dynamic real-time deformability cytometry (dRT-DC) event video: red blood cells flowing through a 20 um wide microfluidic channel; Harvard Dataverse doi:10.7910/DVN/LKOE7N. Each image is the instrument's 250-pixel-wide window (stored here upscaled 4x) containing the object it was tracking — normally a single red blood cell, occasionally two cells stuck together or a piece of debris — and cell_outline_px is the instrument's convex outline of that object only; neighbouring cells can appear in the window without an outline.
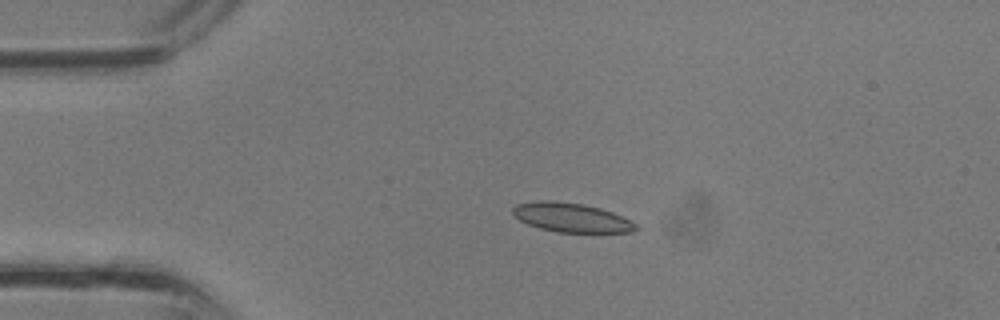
{"species": "common noctule bat (a hibernating species)", "species_latin": "Nyctalus noctula", "temperature_condition": "room temperature", "stored_images_in_passage": 30, "camera_frame_rate_fps": 3000, "um_per_image_px": 0.085, "animal": {"sex": "male", "body_mass_g": 13.3}, "frame": {"image": 1, "passage_image": 1, "time_ms": 0.0, "image_size_px": [1000, 320], "cell_outline_px": [[640, 228], [632, 232], [556, 232], [540, 228], [528, 224], [520, 220], [512, 212], [512, 208], [516, 204], [536, 200], [552, 200], [584, 204], [600, 208], [612, 212], [636, 224]], "centroid_in_image_um": [48.54, 18.48], "position_along_channel_um": 36.5, "area_um2": 20.87}}
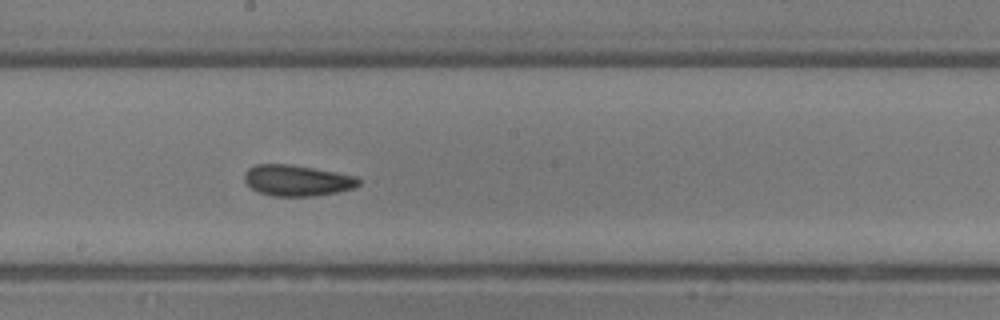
{"frame": {"image": 2, "passage_image": 13, "time_ms": 4.0, "image_size_px": [1000, 320], "cell_outline_px": [[360, 184], [352, 188], [336, 192], [316, 196], [272, 196], [256, 192], [244, 180], [244, 172], [248, 168], [256, 164], [288, 164], [336, 172], [356, 176], [360, 180]], "centroid_in_image_um": [25.22, 15.34], "position_along_channel_um": 223.0, "area_um2": 20.63}}
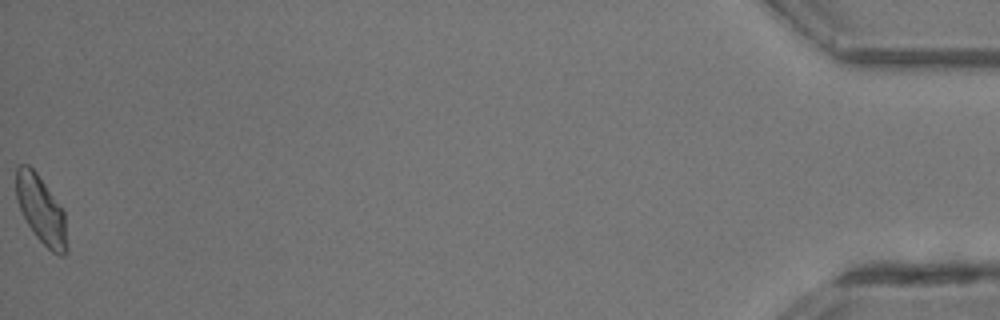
{"frame": {"image": 3, "passage_image": 30, "time_ms": 9.667, "image_size_px": [1000, 320], "cell_outline_px": [[68, 252], [64, 256], [60, 256], [52, 252], [36, 236], [28, 224], [16, 200], [16, 168], [20, 164], [28, 164], [36, 172], [64, 212], [68, 244]], "centroid_in_image_um": [3.51, 17.87], "position_along_channel_um": 431.7, "area_um2": 19.88}}